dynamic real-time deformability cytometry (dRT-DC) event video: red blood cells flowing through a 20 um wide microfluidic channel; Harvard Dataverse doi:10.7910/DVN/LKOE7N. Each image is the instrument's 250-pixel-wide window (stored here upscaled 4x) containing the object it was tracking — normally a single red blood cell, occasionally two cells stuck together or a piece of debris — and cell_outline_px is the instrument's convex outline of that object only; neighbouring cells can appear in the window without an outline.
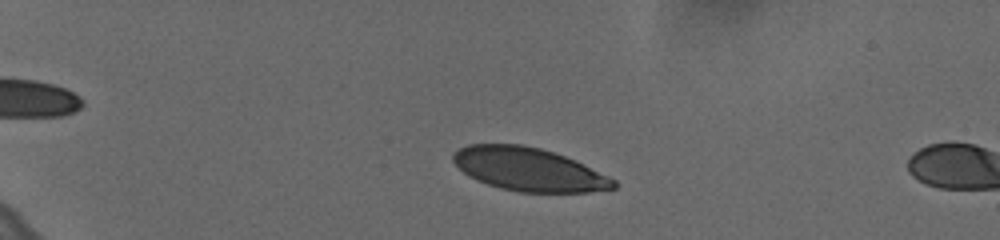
{"species": "human", "species_latin": "Homo sapiens", "temperature_condition": "cold", "stored_images_in_passage": 9, "camera_frame_rate_fps": 3000, "um_per_image_px": 0.085, "donor": {"sex": "female"}, "frame": {"image": 1, "passage_image": 7, "time_ms": 2.0, "image_size_px": [1000, 240], "cell_outline_px": [[616, 188], [588, 192], [520, 192], [500, 188], [476, 180], [468, 176], [452, 160], [452, 152], [468, 144], [520, 144], [540, 148], [564, 156], [608, 176], [616, 180]], "centroid_in_image_um": [44.9, 14.39], "position_along_channel_um": 40.1, "area_um2": 40.11}}